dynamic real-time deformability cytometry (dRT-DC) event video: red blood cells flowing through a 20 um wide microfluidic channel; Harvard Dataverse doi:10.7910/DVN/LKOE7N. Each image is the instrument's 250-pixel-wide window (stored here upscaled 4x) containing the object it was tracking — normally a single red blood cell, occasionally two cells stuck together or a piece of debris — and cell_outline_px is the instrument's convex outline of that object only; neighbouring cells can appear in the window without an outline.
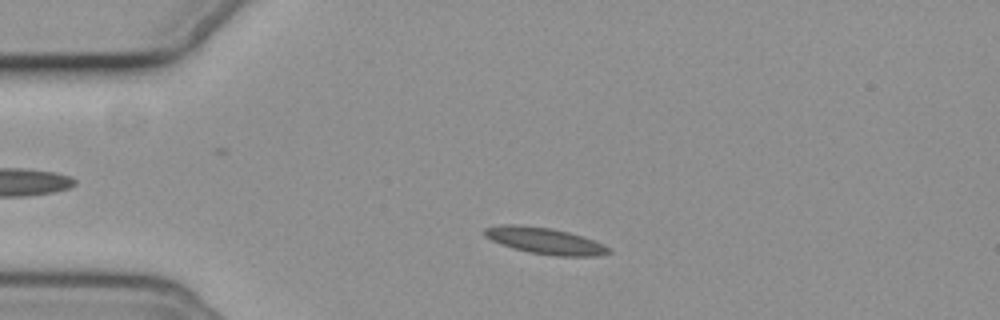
{"species": "common noctule bat (a hibernating species)", "species_latin": "Nyctalus noctula", "temperature_condition": "cold", "stored_images_in_passage": 45, "camera_frame_rate_fps": 3000, "um_per_image_px": 0.085, "animal": {"sex": "female", "body_mass_g": 19.3, "forearm_length_mm": 54.1}, "frame": {"image": 1, "passage_image": 1, "time_ms": 0.0, "image_size_px": [1000, 320], "cell_outline_px": [[612, 252], [596, 256], [556, 256], [528, 252], [512, 248], [500, 244], [484, 236], [484, 228], [500, 224], [520, 224], [552, 228], [584, 236], [604, 244], [612, 248]], "centroid_in_image_um": [46.33, 20.46], "position_along_channel_um": 38.7, "area_um2": 19.42}}
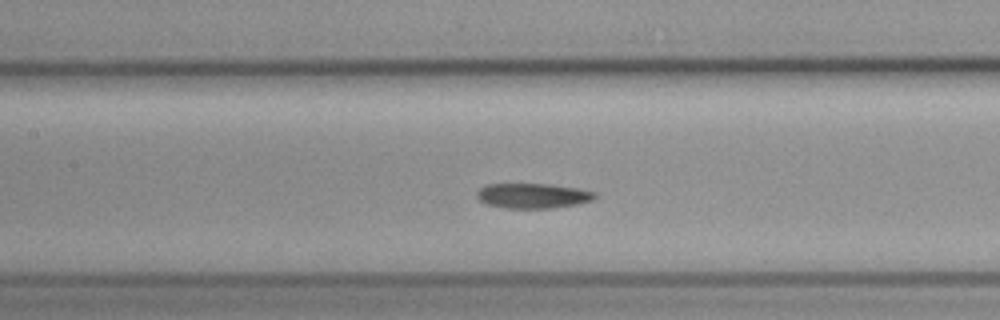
{"frame": {"image": 2, "passage_image": 14, "time_ms": 4.333, "image_size_px": [1000, 320], "cell_outline_px": [[596, 196], [592, 200], [576, 204], [548, 208], [504, 208], [488, 204], [480, 200], [476, 196], [476, 192], [480, 188], [488, 184], [552, 184], [580, 188], [596, 192]], "centroid_in_image_um": [45.3, 16.63], "position_along_channel_um": 162.1, "area_um2": 17.17}}
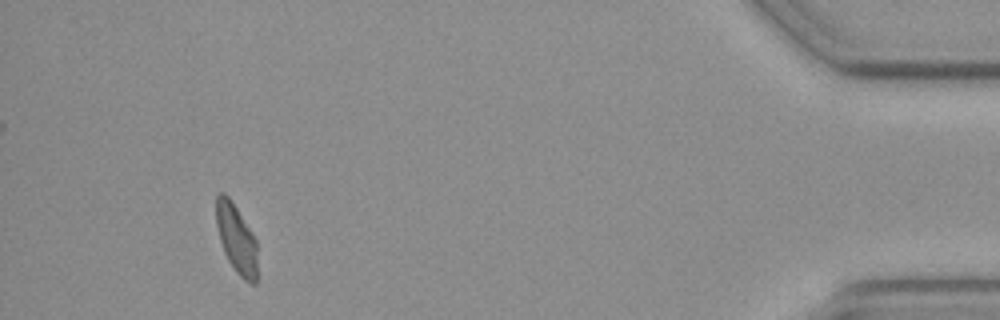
{"frame": {"image": 3, "passage_image": 41, "time_ms": 13.333, "image_size_px": [1000, 320], "cell_outline_px": [[256, 284], [252, 284], [244, 280], [236, 272], [228, 260], [224, 252], [220, 240], [216, 224], [216, 196], [220, 192], [224, 192], [228, 196], [252, 232], [256, 240]], "centroid_in_image_um": [20.08, 20.29], "position_along_channel_um": 415.1, "area_um2": 16.36}, "authors_computed_cell_mechanics": {"area_um2": 17.2244, "velocity_mm_per_s": 3.6179, "shape_relaxation_time_tau1_ms": 6.2297, "shape_relaxation_time_tau2_ms": 11.2673, "deformation_change_tau1": 0.1646, "deformation_change_tau2": 0.1435}}